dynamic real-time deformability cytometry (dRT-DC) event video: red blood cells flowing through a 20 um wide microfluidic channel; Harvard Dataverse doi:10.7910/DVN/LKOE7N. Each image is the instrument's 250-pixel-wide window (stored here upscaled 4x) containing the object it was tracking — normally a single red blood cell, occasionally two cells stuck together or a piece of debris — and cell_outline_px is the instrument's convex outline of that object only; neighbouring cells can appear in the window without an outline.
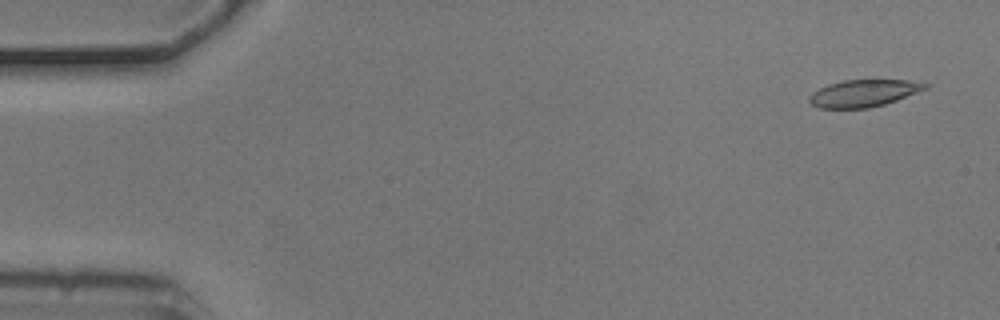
{"species": "common noctule bat (a hibernating species)", "species_latin": "Nyctalus noctula", "temperature_condition": "cold", "stored_images_in_passage": 10, "camera_frame_rate_fps": 3000, "um_per_image_px": 0.085, "animal": {"sex": "male", "body_mass_g": 20.5, "forearm_length_mm": 52.5}, "frame": {"image": 1, "passage_image": 1, "time_ms": 0.0, "image_size_px": [1000, 320], "cell_outline_px": [[928, 88], [896, 100], [884, 104], [868, 108], [820, 108], [812, 104], [808, 100], [808, 96], [812, 92], [828, 84], [844, 80], [908, 80], [928, 84]], "centroid_in_image_um": [73.38, 7.92], "position_along_channel_um": 11.6, "area_um2": 18.15}}
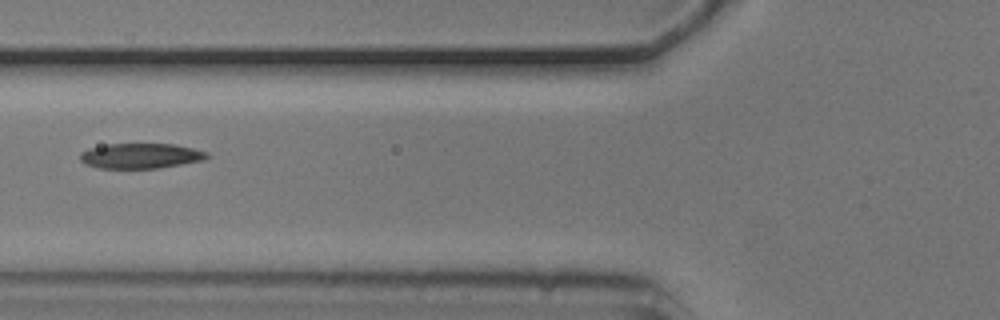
{"frame": {"image": 2, "passage_image": 6, "time_ms": 1.667, "image_size_px": [1000, 320], "cell_outline_px": [[212, 156], [204, 160], [160, 168], [96, 168], [84, 164], [80, 160], [80, 152], [88, 148], [108, 144], [176, 144], [208, 152]], "centroid_in_image_um": [11.96, 13.25], "position_along_channel_um": 113.8, "area_um2": 18.84}}
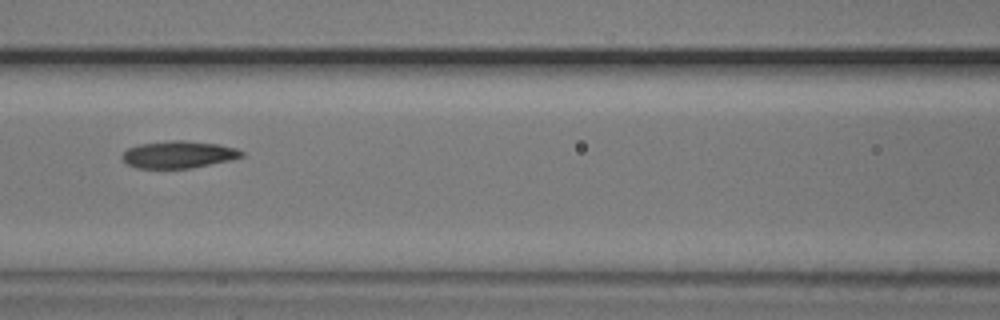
{"frame": {"image": 3, "passage_image": 7, "time_ms": 2.0, "image_size_px": [1000, 320], "cell_outline_px": [[244, 156], [232, 160], [192, 168], [136, 168], [128, 164], [120, 156], [128, 148], [140, 144], [172, 140], [184, 140], [220, 144], [236, 148], [244, 152]], "centroid_in_image_um": [15.21, 13.13], "position_along_channel_um": 151.4, "area_um2": 19.02}}